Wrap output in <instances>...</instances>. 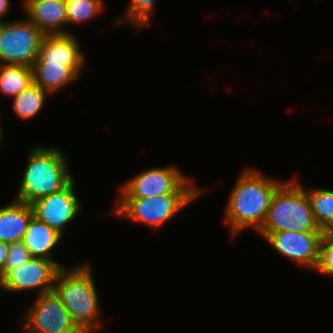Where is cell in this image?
<instances>
[{
    "label": "cell",
    "instance_id": "1",
    "mask_svg": "<svg viewBox=\"0 0 333 333\" xmlns=\"http://www.w3.org/2000/svg\"><path fill=\"white\" fill-rule=\"evenodd\" d=\"M281 184V181L264 177L260 171L244 169L224 210L232 234L250 226L258 231L263 226L272 197Z\"/></svg>",
    "mask_w": 333,
    "mask_h": 333
},
{
    "label": "cell",
    "instance_id": "2",
    "mask_svg": "<svg viewBox=\"0 0 333 333\" xmlns=\"http://www.w3.org/2000/svg\"><path fill=\"white\" fill-rule=\"evenodd\" d=\"M53 291L84 333L98 330L100 304L89 263L69 271L65 267L60 268L54 281Z\"/></svg>",
    "mask_w": 333,
    "mask_h": 333
},
{
    "label": "cell",
    "instance_id": "3",
    "mask_svg": "<svg viewBox=\"0 0 333 333\" xmlns=\"http://www.w3.org/2000/svg\"><path fill=\"white\" fill-rule=\"evenodd\" d=\"M279 231L324 232L315 221L306 190L295 178L276 189L258 233L266 238Z\"/></svg>",
    "mask_w": 333,
    "mask_h": 333
},
{
    "label": "cell",
    "instance_id": "4",
    "mask_svg": "<svg viewBox=\"0 0 333 333\" xmlns=\"http://www.w3.org/2000/svg\"><path fill=\"white\" fill-rule=\"evenodd\" d=\"M16 200L33 201L64 188L73 178L67 158L58 148H32Z\"/></svg>",
    "mask_w": 333,
    "mask_h": 333
},
{
    "label": "cell",
    "instance_id": "5",
    "mask_svg": "<svg viewBox=\"0 0 333 333\" xmlns=\"http://www.w3.org/2000/svg\"><path fill=\"white\" fill-rule=\"evenodd\" d=\"M200 194H165L155 197H120L114 213L135 222L160 227Z\"/></svg>",
    "mask_w": 333,
    "mask_h": 333
},
{
    "label": "cell",
    "instance_id": "6",
    "mask_svg": "<svg viewBox=\"0 0 333 333\" xmlns=\"http://www.w3.org/2000/svg\"><path fill=\"white\" fill-rule=\"evenodd\" d=\"M44 35L28 18L0 22V64L32 67Z\"/></svg>",
    "mask_w": 333,
    "mask_h": 333
},
{
    "label": "cell",
    "instance_id": "7",
    "mask_svg": "<svg viewBox=\"0 0 333 333\" xmlns=\"http://www.w3.org/2000/svg\"><path fill=\"white\" fill-rule=\"evenodd\" d=\"M189 179L177 167H154L130 178L120 187L121 197H155L165 194H202L191 186Z\"/></svg>",
    "mask_w": 333,
    "mask_h": 333
},
{
    "label": "cell",
    "instance_id": "8",
    "mask_svg": "<svg viewBox=\"0 0 333 333\" xmlns=\"http://www.w3.org/2000/svg\"><path fill=\"white\" fill-rule=\"evenodd\" d=\"M36 298L24 321L26 333H84L54 291Z\"/></svg>",
    "mask_w": 333,
    "mask_h": 333
},
{
    "label": "cell",
    "instance_id": "9",
    "mask_svg": "<svg viewBox=\"0 0 333 333\" xmlns=\"http://www.w3.org/2000/svg\"><path fill=\"white\" fill-rule=\"evenodd\" d=\"M74 190L75 185L72 179L59 191L33 201L30 204L33 216L62 235L65 226L73 222L81 208Z\"/></svg>",
    "mask_w": 333,
    "mask_h": 333
},
{
    "label": "cell",
    "instance_id": "10",
    "mask_svg": "<svg viewBox=\"0 0 333 333\" xmlns=\"http://www.w3.org/2000/svg\"><path fill=\"white\" fill-rule=\"evenodd\" d=\"M59 267L45 258L32 257L20 267L9 271L1 280L0 287L11 292L39 289L37 295L53 291Z\"/></svg>",
    "mask_w": 333,
    "mask_h": 333
},
{
    "label": "cell",
    "instance_id": "11",
    "mask_svg": "<svg viewBox=\"0 0 333 333\" xmlns=\"http://www.w3.org/2000/svg\"><path fill=\"white\" fill-rule=\"evenodd\" d=\"M323 234L324 232L279 231L270 233L265 240L277 252L296 261L298 265L316 270Z\"/></svg>",
    "mask_w": 333,
    "mask_h": 333
},
{
    "label": "cell",
    "instance_id": "12",
    "mask_svg": "<svg viewBox=\"0 0 333 333\" xmlns=\"http://www.w3.org/2000/svg\"><path fill=\"white\" fill-rule=\"evenodd\" d=\"M76 37L68 34L44 35L38 58L33 64H61L79 76L84 58Z\"/></svg>",
    "mask_w": 333,
    "mask_h": 333
},
{
    "label": "cell",
    "instance_id": "13",
    "mask_svg": "<svg viewBox=\"0 0 333 333\" xmlns=\"http://www.w3.org/2000/svg\"><path fill=\"white\" fill-rule=\"evenodd\" d=\"M28 19L45 35L68 34L63 29L67 24L65 0H24Z\"/></svg>",
    "mask_w": 333,
    "mask_h": 333
},
{
    "label": "cell",
    "instance_id": "14",
    "mask_svg": "<svg viewBox=\"0 0 333 333\" xmlns=\"http://www.w3.org/2000/svg\"><path fill=\"white\" fill-rule=\"evenodd\" d=\"M32 216L31 205L16 199L0 207V241L7 244L22 241Z\"/></svg>",
    "mask_w": 333,
    "mask_h": 333
},
{
    "label": "cell",
    "instance_id": "15",
    "mask_svg": "<svg viewBox=\"0 0 333 333\" xmlns=\"http://www.w3.org/2000/svg\"><path fill=\"white\" fill-rule=\"evenodd\" d=\"M61 237L58 231L32 216L22 241L32 257L52 260L59 268H62L64 266L51 257V251L57 246Z\"/></svg>",
    "mask_w": 333,
    "mask_h": 333
},
{
    "label": "cell",
    "instance_id": "16",
    "mask_svg": "<svg viewBox=\"0 0 333 333\" xmlns=\"http://www.w3.org/2000/svg\"><path fill=\"white\" fill-rule=\"evenodd\" d=\"M32 71L33 82L49 93L62 89L78 77L69 67L61 64H33Z\"/></svg>",
    "mask_w": 333,
    "mask_h": 333
},
{
    "label": "cell",
    "instance_id": "17",
    "mask_svg": "<svg viewBox=\"0 0 333 333\" xmlns=\"http://www.w3.org/2000/svg\"><path fill=\"white\" fill-rule=\"evenodd\" d=\"M33 83L32 67L0 64V91L14 98Z\"/></svg>",
    "mask_w": 333,
    "mask_h": 333
},
{
    "label": "cell",
    "instance_id": "18",
    "mask_svg": "<svg viewBox=\"0 0 333 333\" xmlns=\"http://www.w3.org/2000/svg\"><path fill=\"white\" fill-rule=\"evenodd\" d=\"M47 91L34 82L13 98L15 114L22 119L33 118L42 109Z\"/></svg>",
    "mask_w": 333,
    "mask_h": 333
},
{
    "label": "cell",
    "instance_id": "19",
    "mask_svg": "<svg viewBox=\"0 0 333 333\" xmlns=\"http://www.w3.org/2000/svg\"><path fill=\"white\" fill-rule=\"evenodd\" d=\"M311 203L315 221L320 229H333V190L314 189L306 191Z\"/></svg>",
    "mask_w": 333,
    "mask_h": 333
},
{
    "label": "cell",
    "instance_id": "20",
    "mask_svg": "<svg viewBox=\"0 0 333 333\" xmlns=\"http://www.w3.org/2000/svg\"><path fill=\"white\" fill-rule=\"evenodd\" d=\"M67 9V24L82 23L91 20L102 12V0H65Z\"/></svg>",
    "mask_w": 333,
    "mask_h": 333
},
{
    "label": "cell",
    "instance_id": "21",
    "mask_svg": "<svg viewBox=\"0 0 333 333\" xmlns=\"http://www.w3.org/2000/svg\"><path fill=\"white\" fill-rule=\"evenodd\" d=\"M155 2V0H131L125 17L123 15L121 20L116 23L119 24L120 22L121 24V22L124 23L128 20L135 24L137 28L148 26Z\"/></svg>",
    "mask_w": 333,
    "mask_h": 333
},
{
    "label": "cell",
    "instance_id": "22",
    "mask_svg": "<svg viewBox=\"0 0 333 333\" xmlns=\"http://www.w3.org/2000/svg\"><path fill=\"white\" fill-rule=\"evenodd\" d=\"M32 258L23 241L9 244V251L4 268L0 271V280L11 270L20 267Z\"/></svg>",
    "mask_w": 333,
    "mask_h": 333
},
{
    "label": "cell",
    "instance_id": "23",
    "mask_svg": "<svg viewBox=\"0 0 333 333\" xmlns=\"http://www.w3.org/2000/svg\"><path fill=\"white\" fill-rule=\"evenodd\" d=\"M316 270L333 276V231H324L320 242L319 262Z\"/></svg>",
    "mask_w": 333,
    "mask_h": 333
},
{
    "label": "cell",
    "instance_id": "24",
    "mask_svg": "<svg viewBox=\"0 0 333 333\" xmlns=\"http://www.w3.org/2000/svg\"><path fill=\"white\" fill-rule=\"evenodd\" d=\"M8 251H9V244L0 241V271L4 268Z\"/></svg>",
    "mask_w": 333,
    "mask_h": 333
},
{
    "label": "cell",
    "instance_id": "25",
    "mask_svg": "<svg viewBox=\"0 0 333 333\" xmlns=\"http://www.w3.org/2000/svg\"><path fill=\"white\" fill-rule=\"evenodd\" d=\"M10 0H0V22H3L2 18L8 13L10 10L9 2Z\"/></svg>",
    "mask_w": 333,
    "mask_h": 333
},
{
    "label": "cell",
    "instance_id": "26",
    "mask_svg": "<svg viewBox=\"0 0 333 333\" xmlns=\"http://www.w3.org/2000/svg\"><path fill=\"white\" fill-rule=\"evenodd\" d=\"M2 135V128H1V124H0V142H1V136Z\"/></svg>",
    "mask_w": 333,
    "mask_h": 333
}]
</instances>
